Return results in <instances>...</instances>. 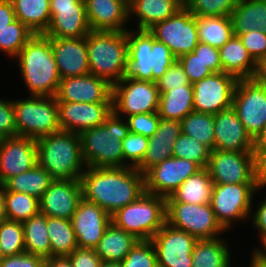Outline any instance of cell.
Segmentation results:
<instances>
[{
    "instance_id": "obj_30",
    "label": "cell",
    "mask_w": 266,
    "mask_h": 267,
    "mask_svg": "<svg viewBox=\"0 0 266 267\" xmlns=\"http://www.w3.org/2000/svg\"><path fill=\"white\" fill-rule=\"evenodd\" d=\"M214 183L207 168H201L189 176L171 195L166 202H183L190 204H210Z\"/></svg>"
},
{
    "instance_id": "obj_14",
    "label": "cell",
    "mask_w": 266,
    "mask_h": 267,
    "mask_svg": "<svg viewBox=\"0 0 266 267\" xmlns=\"http://www.w3.org/2000/svg\"><path fill=\"white\" fill-rule=\"evenodd\" d=\"M206 168L214 184L261 183L255 170L254 151L213 149Z\"/></svg>"
},
{
    "instance_id": "obj_1",
    "label": "cell",
    "mask_w": 266,
    "mask_h": 267,
    "mask_svg": "<svg viewBox=\"0 0 266 267\" xmlns=\"http://www.w3.org/2000/svg\"><path fill=\"white\" fill-rule=\"evenodd\" d=\"M85 170L80 179L83 198L110 216L145 192L144 175L137 168L86 167Z\"/></svg>"
},
{
    "instance_id": "obj_20",
    "label": "cell",
    "mask_w": 266,
    "mask_h": 267,
    "mask_svg": "<svg viewBox=\"0 0 266 267\" xmlns=\"http://www.w3.org/2000/svg\"><path fill=\"white\" fill-rule=\"evenodd\" d=\"M57 102L113 103L112 85L96 75L67 77L60 80Z\"/></svg>"
},
{
    "instance_id": "obj_7",
    "label": "cell",
    "mask_w": 266,
    "mask_h": 267,
    "mask_svg": "<svg viewBox=\"0 0 266 267\" xmlns=\"http://www.w3.org/2000/svg\"><path fill=\"white\" fill-rule=\"evenodd\" d=\"M111 222L139 241L151 240L166 223V198L145 191L111 215Z\"/></svg>"
},
{
    "instance_id": "obj_52",
    "label": "cell",
    "mask_w": 266,
    "mask_h": 267,
    "mask_svg": "<svg viewBox=\"0 0 266 267\" xmlns=\"http://www.w3.org/2000/svg\"><path fill=\"white\" fill-rule=\"evenodd\" d=\"M17 136L12 100L0 99V139Z\"/></svg>"
},
{
    "instance_id": "obj_19",
    "label": "cell",
    "mask_w": 266,
    "mask_h": 267,
    "mask_svg": "<svg viewBox=\"0 0 266 267\" xmlns=\"http://www.w3.org/2000/svg\"><path fill=\"white\" fill-rule=\"evenodd\" d=\"M37 164L36 139L25 136L0 139V185Z\"/></svg>"
},
{
    "instance_id": "obj_13",
    "label": "cell",
    "mask_w": 266,
    "mask_h": 267,
    "mask_svg": "<svg viewBox=\"0 0 266 267\" xmlns=\"http://www.w3.org/2000/svg\"><path fill=\"white\" fill-rule=\"evenodd\" d=\"M113 111L132 116L157 112L160 93L156 82L123 77L112 86Z\"/></svg>"
},
{
    "instance_id": "obj_47",
    "label": "cell",
    "mask_w": 266,
    "mask_h": 267,
    "mask_svg": "<svg viewBox=\"0 0 266 267\" xmlns=\"http://www.w3.org/2000/svg\"><path fill=\"white\" fill-rule=\"evenodd\" d=\"M148 141V137L133 132H129L122 140L124 161H129L128 167L137 168L141 164L147 150Z\"/></svg>"
},
{
    "instance_id": "obj_31",
    "label": "cell",
    "mask_w": 266,
    "mask_h": 267,
    "mask_svg": "<svg viewBox=\"0 0 266 267\" xmlns=\"http://www.w3.org/2000/svg\"><path fill=\"white\" fill-rule=\"evenodd\" d=\"M230 18L234 36L255 30L266 33V0H239Z\"/></svg>"
},
{
    "instance_id": "obj_51",
    "label": "cell",
    "mask_w": 266,
    "mask_h": 267,
    "mask_svg": "<svg viewBox=\"0 0 266 267\" xmlns=\"http://www.w3.org/2000/svg\"><path fill=\"white\" fill-rule=\"evenodd\" d=\"M159 93L171 90L181 86H192L189 83L183 66L178 60L165 72L160 79L156 81Z\"/></svg>"
},
{
    "instance_id": "obj_5",
    "label": "cell",
    "mask_w": 266,
    "mask_h": 267,
    "mask_svg": "<svg viewBox=\"0 0 266 267\" xmlns=\"http://www.w3.org/2000/svg\"><path fill=\"white\" fill-rule=\"evenodd\" d=\"M127 41L126 78L156 82L177 60L170 48L148 30H127Z\"/></svg>"
},
{
    "instance_id": "obj_44",
    "label": "cell",
    "mask_w": 266,
    "mask_h": 267,
    "mask_svg": "<svg viewBox=\"0 0 266 267\" xmlns=\"http://www.w3.org/2000/svg\"><path fill=\"white\" fill-rule=\"evenodd\" d=\"M0 248L5 257L25 252L21 222L5 220L0 223Z\"/></svg>"
},
{
    "instance_id": "obj_60",
    "label": "cell",
    "mask_w": 266,
    "mask_h": 267,
    "mask_svg": "<svg viewBox=\"0 0 266 267\" xmlns=\"http://www.w3.org/2000/svg\"><path fill=\"white\" fill-rule=\"evenodd\" d=\"M249 267H266V261L261 258L254 250L252 260Z\"/></svg>"
},
{
    "instance_id": "obj_28",
    "label": "cell",
    "mask_w": 266,
    "mask_h": 267,
    "mask_svg": "<svg viewBox=\"0 0 266 267\" xmlns=\"http://www.w3.org/2000/svg\"><path fill=\"white\" fill-rule=\"evenodd\" d=\"M218 50L223 72L238 80L257 77L259 64L248 53L239 37L233 36Z\"/></svg>"
},
{
    "instance_id": "obj_45",
    "label": "cell",
    "mask_w": 266,
    "mask_h": 267,
    "mask_svg": "<svg viewBox=\"0 0 266 267\" xmlns=\"http://www.w3.org/2000/svg\"><path fill=\"white\" fill-rule=\"evenodd\" d=\"M183 2L196 17H230L239 0H183Z\"/></svg>"
},
{
    "instance_id": "obj_36",
    "label": "cell",
    "mask_w": 266,
    "mask_h": 267,
    "mask_svg": "<svg viewBox=\"0 0 266 267\" xmlns=\"http://www.w3.org/2000/svg\"><path fill=\"white\" fill-rule=\"evenodd\" d=\"M220 237L197 240L192 252V267H230L229 248Z\"/></svg>"
},
{
    "instance_id": "obj_24",
    "label": "cell",
    "mask_w": 266,
    "mask_h": 267,
    "mask_svg": "<svg viewBox=\"0 0 266 267\" xmlns=\"http://www.w3.org/2000/svg\"><path fill=\"white\" fill-rule=\"evenodd\" d=\"M254 148L255 140L232 107L214 115V149L247 152Z\"/></svg>"
},
{
    "instance_id": "obj_25",
    "label": "cell",
    "mask_w": 266,
    "mask_h": 267,
    "mask_svg": "<svg viewBox=\"0 0 266 267\" xmlns=\"http://www.w3.org/2000/svg\"><path fill=\"white\" fill-rule=\"evenodd\" d=\"M50 43L61 79L90 73L86 37H50Z\"/></svg>"
},
{
    "instance_id": "obj_15",
    "label": "cell",
    "mask_w": 266,
    "mask_h": 267,
    "mask_svg": "<svg viewBox=\"0 0 266 267\" xmlns=\"http://www.w3.org/2000/svg\"><path fill=\"white\" fill-rule=\"evenodd\" d=\"M238 79L223 71L192 84L194 111L213 114L232 107Z\"/></svg>"
},
{
    "instance_id": "obj_50",
    "label": "cell",
    "mask_w": 266,
    "mask_h": 267,
    "mask_svg": "<svg viewBox=\"0 0 266 267\" xmlns=\"http://www.w3.org/2000/svg\"><path fill=\"white\" fill-rule=\"evenodd\" d=\"M177 60L183 66L184 72L186 73L190 84H194L213 73L193 52L185 54Z\"/></svg>"
},
{
    "instance_id": "obj_26",
    "label": "cell",
    "mask_w": 266,
    "mask_h": 267,
    "mask_svg": "<svg viewBox=\"0 0 266 267\" xmlns=\"http://www.w3.org/2000/svg\"><path fill=\"white\" fill-rule=\"evenodd\" d=\"M91 31H127L129 0H84ZM129 17V18H128Z\"/></svg>"
},
{
    "instance_id": "obj_42",
    "label": "cell",
    "mask_w": 266,
    "mask_h": 267,
    "mask_svg": "<svg viewBox=\"0 0 266 267\" xmlns=\"http://www.w3.org/2000/svg\"><path fill=\"white\" fill-rule=\"evenodd\" d=\"M34 33L17 18L0 30V51L15 58Z\"/></svg>"
},
{
    "instance_id": "obj_39",
    "label": "cell",
    "mask_w": 266,
    "mask_h": 267,
    "mask_svg": "<svg viewBox=\"0 0 266 267\" xmlns=\"http://www.w3.org/2000/svg\"><path fill=\"white\" fill-rule=\"evenodd\" d=\"M47 231L51 244V257L69 256L78 248L70 220L47 216Z\"/></svg>"
},
{
    "instance_id": "obj_64",
    "label": "cell",
    "mask_w": 266,
    "mask_h": 267,
    "mask_svg": "<svg viewBox=\"0 0 266 267\" xmlns=\"http://www.w3.org/2000/svg\"><path fill=\"white\" fill-rule=\"evenodd\" d=\"M100 267H119V263L102 261Z\"/></svg>"
},
{
    "instance_id": "obj_54",
    "label": "cell",
    "mask_w": 266,
    "mask_h": 267,
    "mask_svg": "<svg viewBox=\"0 0 266 267\" xmlns=\"http://www.w3.org/2000/svg\"><path fill=\"white\" fill-rule=\"evenodd\" d=\"M67 257L72 267H100L102 262L95 249L77 248Z\"/></svg>"
},
{
    "instance_id": "obj_22",
    "label": "cell",
    "mask_w": 266,
    "mask_h": 267,
    "mask_svg": "<svg viewBox=\"0 0 266 267\" xmlns=\"http://www.w3.org/2000/svg\"><path fill=\"white\" fill-rule=\"evenodd\" d=\"M63 131L80 134L102 125L113 112V103L57 102Z\"/></svg>"
},
{
    "instance_id": "obj_37",
    "label": "cell",
    "mask_w": 266,
    "mask_h": 267,
    "mask_svg": "<svg viewBox=\"0 0 266 267\" xmlns=\"http://www.w3.org/2000/svg\"><path fill=\"white\" fill-rule=\"evenodd\" d=\"M25 252L44 259L51 257V244L47 231V216L38 213L22 222Z\"/></svg>"
},
{
    "instance_id": "obj_63",
    "label": "cell",
    "mask_w": 266,
    "mask_h": 267,
    "mask_svg": "<svg viewBox=\"0 0 266 267\" xmlns=\"http://www.w3.org/2000/svg\"><path fill=\"white\" fill-rule=\"evenodd\" d=\"M262 244H263V248H265L264 251H263V250H259L258 247H257V249H255V252H256L261 258H263V259L266 261V240L263 241Z\"/></svg>"
},
{
    "instance_id": "obj_48",
    "label": "cell",
    "mask_w": 266,
    "mask_h": 267,
    "mask_svg": "<svg viewBox=\"0 0 266 267\" xmlns=\"http://www.w3.org/2000/svg\"><path fill=\"white\" fill-rule=\"evenodd\" d=\"M129 131L145 137H152L157 131L160 117L158 112L127 116Z\"/></svg>"
},
{
    "instance_id": "obj_41",
    "label": "cell",
    "mask_w": 266,
    "mask_h": 267,
    "mask_svg": "<svg viewBox=\"0 0 266 267\" xmlns=\"http://www.w3.org/2000/svg\"><path fill=\"white\" fill-rule=\"evenodd\" d=\"M7 220L24 222L40 212L39 199L22 192L4 191Z\"/></svg>"
},
{
    "instance_id": "obj_55",
    "label": "cell",
    "mask_w": 266,
    "mask_h": 267,
    "mask_svg": "<svg viewBox=\"0 0 266 267\" xmlns=\"http://www.w3.org/2000/svg\"><path fill=\"white\" fill-rule=\"evenodd\" d=\"M45 259L26 252L6 256L0 267H44Z\"/></svg>"
},
{
    "instance_id": "obj_2",
    "label": "cell",
    "mask_w": 266,
    "mask_h": 267,
    "mask_svg": "<svg viewBox=\"0 0 266 267\" xmlns=\"http://www.w3.org/2000/svg\"><path fill=\"white\" fill-rule=\"evenodd\" d=\"M15 58L31 96L56 95L61 78L50 37L34 34Z\"/></svg>"
},
{
    "instance_id": "obj_23",
    "label": "cell",
    "mask_w": 266,
    "mask_h": 267,
    "mask_svg": "<svg viewBox=\"0 0 266 267\" xmlns=\"http://www.w3.org/2000/svg\"><path fill=\"white\" fill-rule=\"evenodd\" d=\"M82 198L80 180H53L39 200L40 213L71 220Z\"/></svg>"
},
{
    "instance_id": "obj_3",
    "label": "cell",
    "mask_w": 266,
    "mask_h": 267,
    "mask_svg": "<svg viewBox=\"0 0 266 267\" xmlns=\"http://www.w3.org/2000/svg\"><path fill=\"white\" fill-rule=\"evenodd\" d=\"M38 165L53 180H80L86 166L77 133L60 130L36 139ZM83 170V171H82Z\"/></svg>"
},
{
    "instance_id": "obj_49",
    "label": "cell",
    "mask_w": 266,
    "mask_h": 267,
    "mask_svg": "<svg viewBox=\"0 0 266 267\" xmlns=\"http://www.w3.org/2000/svg\"><path fill=\"white\" fill-rule=\"evenodd\" d=\"M251 57L260 64L266 58V33L249 31L238 36Z\"/></svg>"
},
{
    "instance_id": "obj_9",
    "label": "cell",
    "mask_w": 266,
    "mask_h": 267,
    "mask_svg": "<svg viewBox=\"0 0 266 267\" xmlns=\"http://www.w3.org/2000/svg\"><path fill=\"white\" fill-rule=\"evenodd\" d=\"M232 108L254 140L264 135L266 131V85L257 77L238 80Z\"/></svg>"
},
{
    "instance_id": "obj_4",
    "label": "cell",
    "mask_w": 266,
    "mask_h": 267,
    "mask_svg": "<svg viewBox=\"0 0 266 267\" xmlns=\"http://www.w3.org/2000/svg\"><path fill=\"white\" fill-rule=\"evenodd\" d=\"M114 111L102 125L79 134L86 167H128L124 162L122 140L128 135L127 121Z\"/></svg>"
},
{
    "instance_id": "obj_57",
    "label": "cell",
    "mask_w": 266,
    "mask_h": 267,
    "mask_svg": "<svg viewBox=\"0 0 266 267\" xmlns=\"http://www.w3.org/2000/svg\"><path fill=\"white\" fill-rule=\"evenodd\" d=\"M253 216V225L261 234V242L266 240V198L259 203Z\"/></svg>"
},
{
    "instance_id": "obj_18",
    "label": "cell",
    "mask_w": 266,
    "mask_h": 267,
    "mask_svg": "<svg viewBox=\"0 0 266 267\" xmlns=\"http://www.w3.org/2000/svg\"><path fill=\"white\" fill-rule=\"evenodd\" d=\"M201 167L194 161L171 157L144 174L145 191L164 198L170 195Z\"/></svg>"
},
{
    "instance_id": "obj_10",
    "label": "cell",
    "mask_w": 266,
    "mask_h": 267,
    "mask_svg": "<svg viewBox=\"0 0 266 267\" xmlns=\"http://www.w3.org/2000/svg\"><path fill=\"white\" fill-rule=\"evenodd\" d=\"M264 186L262 183L214 184L210 204L217 221L225 230L232 227L233 220L249 218L254 193Z\"/></svg>"
},
{
    "instance_id": "obj_21",
    "label": "cell",
    "mask_w": 266,
    "mask_h": 267,
    "mask_svg": "<svg viewBox=\"0 0 266 267\" xmlns=\"http://www.w3.org/2000/svg\"><path fill=\"white\" fill-rule=\"evenodd\" d=\"M70 221L78 248L94 249L111 223V216L100 206L82 198Z\"/></svg>"
},
{
    "instance_id": "obj_34",
    "label": "cell",
    "mask_w": 266,
    "mask_h": 267,
    "mask_svg": "<svg viewBox=\"0 0 266 267\" xmlns=\"http://www.w3.org/2000/svg\"><path fill=\"white\" fill-rule=\"evenodd\" d=\"M15 16L34 34H43L50 23V0H11Z\"/></svg>"
},
{
    "instance_id": "obj_40",
    "label": "cell",
    "mask_w": 266,
    "mask_h": 267,
    "mask_svg": "<svg viewBox=\"0 0 266 267\" xmlns=\"http://www.w3.org/2000/svg\"><path fill=\"white\" fill-rule=\"evenodd\" d=\"M182 133L214 149V115L192 111L181 120Z\"/></svg>"
},
{
    "instance_id": "obj_38",
    "label": "cell",
    "mask_w": 266,
    "mask_h": 267,
    "mask_svg": "<svg viewBox=\"0 0 266 267\" xmlns=\"http://www.w3.org/2000/svg\"><path fill=\"white\" fill-rule=\"evenodd\" d=\"M199 42L221 48L233 36L232 21L229 16L197 17Z\"/></svg>"
},
{
    "instance_id": "obj_29",
    "label": "cell",
    "mask_w": 266,
    "mask_h": 267,
    "mask_svg": "<svg viewBox=\"0 0 266 267\" xmlns=\"http://www.w3.org/2000/svg\"><path fill=\"white\" fill-rule=\"evenodd\" d=\"M183 6V0H129V15L133 13L139 18L137 30H149Z\"/></svg>"
},
{
    "instance_id": "obj_56",
    "label": "cell",
    "mask_w": 266,
    "mask_h": 267,
    "mask_svg": "<svg viewBox=\"0 0 266 267\" xmlns=\"http://www.w3.org/2000/svg\"><path fill=\"white\" fill-rule=\"evenodd\" d=\"M255 170L259 181L266 185V136L255 140Z\"/></svg>"
},
{
    "instance_id": "obj_12",
    "label": "cell",
    "mask_w": 266,
    "mask_h": 267,
    "mask_svg": "<svg viewBox=\"0 0 266 267\" xmlns=\"http://www.w3.org/2000/svg\"><path fill=\"white\" fill-rule=\"evenodd\" d=\"M148 31L156 40L166 44L177 59L193 52L199 43L197 17L185 6Z\"/></svg>"
},
{
    "instance_id": "obj_46",
    "label": "cell",
    "mask_w": 266,
    "mask_h": 267,
    "mask_svg": "<svg viewBox=\"0 0 266 267\" xmlns=\"http://www.w3.org/2000/svg\"><path fill=\"white\" fill-rule=\"evenodd\" d=\"M119 267H158L153 243L150 240L138 241L127 256L119 262Z\"/></svg>"
},
{
    "instance_id": "obj_17",
    "label": "cell",
    "mask_w": 266,
    "mask_h": 267,
    "mask_svg": "<svg viewBox=\"0 0 266 267\" xmlns=\"http://www.w3.org/2000/svg\"><path fill=\"white\" fill-rule=\"evenodd\" d=\"M156 250L158 267H192L197 239L165 223L150 240Z\"/></svg>"
},
{
    "instance_id": "obj_43",
    "label": "cell",
    "mask_w": 266,
    "mask_h": 267,
    "mask_svg": "<svg viewBox=\"0 0 266 267\" xmlns=\"http://www.w3.org/2000/svg\"><path fill=\"white\" fill-rule=\"evenodd\" d=\"M211 150L195 138L181 133L173 148V157L194 161L201 168H206Z\"/></svg>"
},
{
    "instance_id": "obj_58",
    "label": "cell",
    "mask_w": 266,
    "mask_h": 267,
    "mask_svg": "<svg viewBox=\"0 0 266 267\" xmlns=\"http://www.w3.org/2000/svg\"><path fill=\"white\" fill-rule=\"evenodd\" d=\"M16 19L11 0H0V30L11 24Z\"/></svg>"
},
{
    "instance_id": "obj_53",
    "label": "cell",
    "mask_w": 266,
    "mask_h": 267,
    "mask_svg": "<svg viewBox=\"0 0 266 267\" xmlns=\"http://www.w3.org/2000/svg\"><path fill=\"white\" fill-rule=\"evenodd\" d=\"M193 53L196 54L213 73L222 71L219 50L217 48L199 42L197 47L193 50Z\"/></svg>"
},
{
    "instance_id": "obj_33",
    "label": "cell",
    "mask_w": 266,
    "mask_h": 267,
    "mask_svg": "<svg viewBox=\"0 0 266 267\" xmlns=\"http://www.w3.org/2000/svg\"><path fill=\"white\" fill-rule=\"evenodd\" d=\"M193 110L192 86L172 88L160 94L157 112L162 119L181 121Z\"/></svg>"
},
{
    "instance_id": "obj_35",
    "label": "cell",
    "mask_w": 266,
    "mask_h": 267,
    "mask_svg": "<svg viewBox=\"0 0 266 267\" xmlns=\"http://www.w3.org/2000/svg\"><path fill=\"white\" fill-rule=\"evenodd\" d=\"M52 181L51 175L37 164L34 168L7 179L2 187L3 191L22 192L40 200Z\"/></svg>"
},
{
    "instance_id": "obj_32",
    "label": "cell",
    "mask_w": 266,
    "mask_h": 267,
    "mask_svg": "<svg viewBox=\"0 0 266 267\" xmlns=\"http://www.w3.org/2000/svg\"><path fill=\"white\" fill-rule=\"evenodd\" d=\"M139 240L112 222L94 248L102 261L121 262Z\"/></svg>"
},
{
    "instance_id": "obj_6",
    "label": "cell",
    "mask_w": 266,
    "mask_h": 267,
    "mask_svg": "<svg viewBox=\"0 0 266 267\" xmlns=\"http://www.w3.org/2000/svg\"><path fill=\"white\" fill-rule=\"evenodd\" d=\"M90 74L110 85L125 75L128 56L127 31H90L86 36Z\"/></svg>"
},
{
    "instance_id": "obj_61",
    "label": "cell",
    "mask_w": 266,
    "mask_h": 267,
    "mask_svg": "<svg viewBox=\"0 0 266 267\" xmlns=\"http://www.w3.org/2000/svg\"><path fill=\"white\" fill-rule=\"evenodd\" d=\"M257 78L266 85V58L259 64Z\"/></svg>"
},
{
    "instance_id": "obj_11",
    "label": "cell",
    "mask_w": 266,
    "mask_h": 267,
    "mask_svg": "<svg viewBox=\"0 0 266 267\" xmlns=\"http://www.w3.org/2000/svg\"><path fill=\"white\" fill-rule=\"evenodd\" d=\"M166 223L197 240L214 239L226 231L217 221L211 204L166 202Z\"/></svg>"
},
{
    "instance_id": "obj_59",
    "label": "cell",
    "mask_w": 266,
    "mask_h": 267,
    "mask_svg": "<svg viewBox=\"0 0 266 267\" xmlns=\"http://www.w3.org/2000/svg\"><path fill=\"white\" fill-rule=\"evenodd\" d=\"M44 267H72L67 256H52L45 259Z\"/></svg>"
},
{
    "instance_id": "obj_8",
    "label": "cell",
    "mask_w": 266,
    "mask_h": 267,
    "mask_svg": "<svg viewBox=\"0 0 266 267\" xmlns=\"http://www.w3.org/2000/svg\"><path fill=\"white\" fill-rule=\"evenodd\" d=\"M12 104L17 136L38 139L61 130L55 96H30Z\"/></svg>"
},
{
    "instance_id": "obj_27",
    "label": "cell",
    "mask_w": 266,
    "mask_h": 267,
    "mask_svg": "<svg viewBox=\"0 0 266 267\" xmlns=\"http://www.w3.org/2000/svg\"><path fill=\"white\" fill-rule=\"evenodd\" d=\"M181 133V121L160 118L157 131L149 138L144 159L137 169L144 175L163 160L173 157L174 144Z\"/></svg>"
},
{
    "instance_id": "obj_65",
    "label": "cell",
    "mask_w": 266,
    "mask_h": 267,
    "mask_svg": "<svg viewBox=\"0 0 266 267\" xmlns=\"http://www.w3.org/2000/svg\"><path fill=\"white\" fill-rule=\"evenodd\" d=\"M4 254L2 253V250L0 248V263L4 260Z\"/></svg>"
},
{
    "instance_id": "obj_16",
    "label": "cell",
    "mask_w": 266,
    "mask_h": 267,
    "mask_svg": "<svg viewBox=\"0 0 266 267\" xmlns=\"http://www.w3.org/2000/svg\"><path fill=\"white\" fill-rule=\"evenodd\" d=\"M50 14L47 37L82 38L91 31L84 0H50Z\"/></svg>"
},
{
    "instance_id": "obj_62",
    "label": "cell",
    "mask_w": 266,
    "mask_h": 267,
    "mask_svg": "<svg viewBox=\"0 0 266 267\" xmlns=\"http://www.w3.org/2000/svg\"><path fill=\"white\" fill-rule=\"evenodd\" d=\"M7 220L5 207H4V191L2 185H0V223Z\"/></svg>"
}]
</instances>
